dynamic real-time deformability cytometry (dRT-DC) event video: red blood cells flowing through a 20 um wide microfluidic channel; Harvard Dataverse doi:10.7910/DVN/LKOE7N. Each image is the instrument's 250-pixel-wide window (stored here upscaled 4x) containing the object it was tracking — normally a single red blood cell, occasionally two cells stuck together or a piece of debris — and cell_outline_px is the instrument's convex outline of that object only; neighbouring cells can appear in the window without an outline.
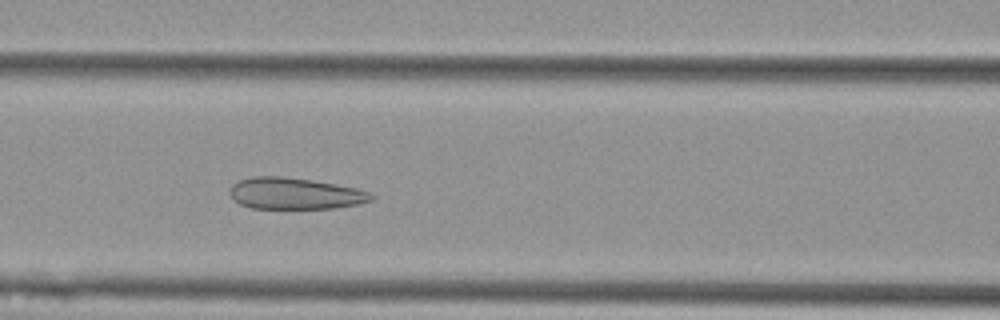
{"species": "Egyptian fruit bat (a non-hibernating species)", "species_latin": "Rousettus aegyptiacus", "temperature_condition": "cold", "stored_images_in_passage": 42, "camera_frame_rate_fps": 3000, "um_per_image_px": 0.085, "animal": {"sex": "female"}, "frame": {"image": 1, "passage_image": 18, "time_ms": 5.667, "image_size_px": [1000, 320], "cell_outline_px": [[376, 196], [372, 200], [356, 204], [336, 208], [252, 208], [240, 204], [232, 200], [232, 184], [240, 180], [252, 176], [284, 176], [312, 180], [356, 188], [368, 192]], "centroid_in_image_um": [25.07, 16.44], "position_along_channel_um": 141.5, "area_um2": 25.78}}
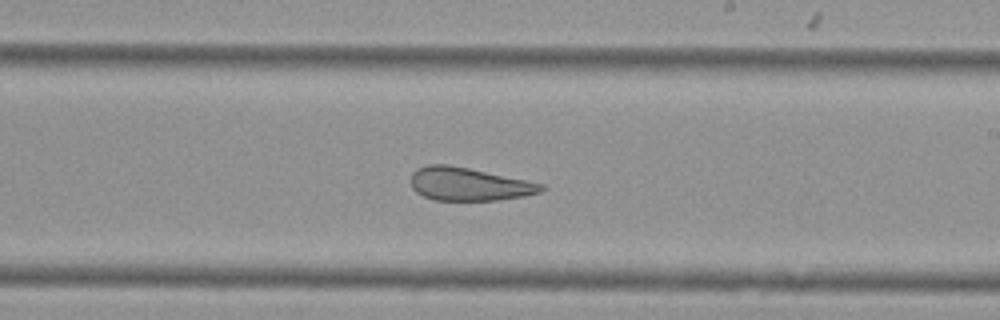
{"frame": {"image": 2, "passage_image": 27, "time_ms": 8.667, "image_size_px": [1000, 320], "cell_outline_px": [[544, 188], [540, 192], [524, 196], [500, 200], [432, 200], [416, 192], [412, 188], [412, 172], [416, 168], [428, 164], [448, 164], [468, 168], [544, 184]], "centroid_in_image_um": [39.82, 15.65], "position_along_channel_um": 249.2, "area_um2": 25.03}}
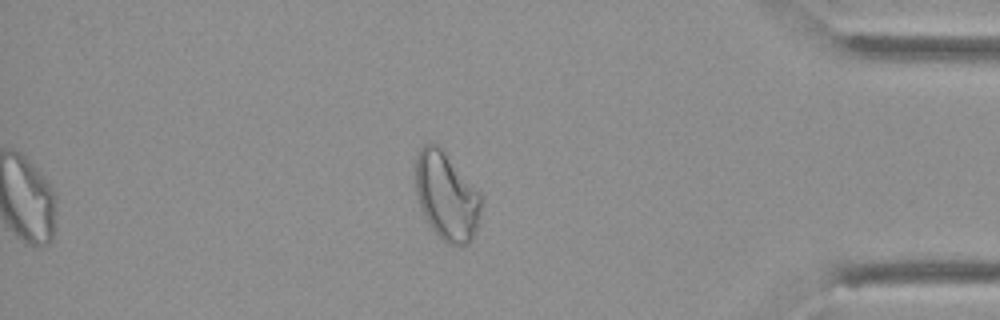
{"frame": {"image": 3, "passage_image": 42, "time_ms": 13.667, "image_size_px": [1000, 320], "cell_outline_px": [[480, 208], [476, 228], [472, 240], [468, 244], [448, 244], [440, 240], [424, 216], [416, 192], [416, 156], [420, 148], [424, 144], [436, 144], [440, 148], [480, 192]], "centroid_in_image_um": [37.94, 16.69], "position_along_channel_um": 397.3, "area_um2": 33.0}, "authors_computed_cell_mechanics": {"area_um2": 27.9752, "velocity_mm_per_s": 3.607, "shape_relaxation_time_tau1_ms": null, "shape_relaxation_time_tau2_ms": 1.8659, "deformation_change_tau1": null, "deformation_change_tau2": 0.1022}}